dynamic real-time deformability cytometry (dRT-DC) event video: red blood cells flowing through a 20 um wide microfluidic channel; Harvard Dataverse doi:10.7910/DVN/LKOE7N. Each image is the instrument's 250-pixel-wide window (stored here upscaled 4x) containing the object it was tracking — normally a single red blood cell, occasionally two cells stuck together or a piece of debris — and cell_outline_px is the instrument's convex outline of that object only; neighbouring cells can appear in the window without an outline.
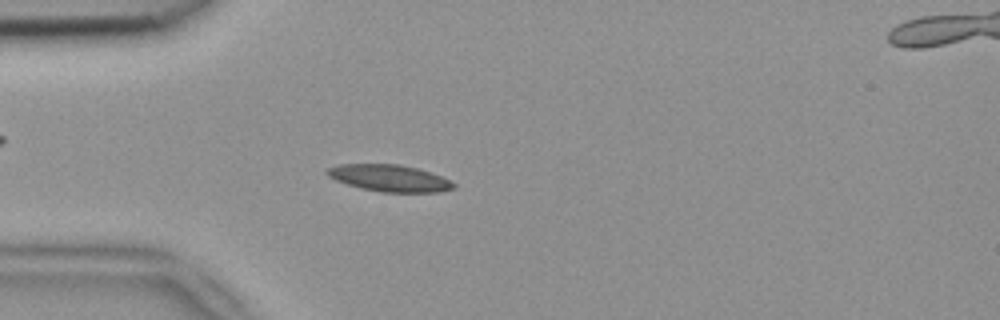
{"species": "common noctule bat (a hibernating species)", "species_latin": "Nyctalus noctula", "temperature_condition": "room temperature", "stored_images_in_passage": 51, "camera_frame_rate_fps": 3000, "um_per_image_px": 0.085, "animal": {"sex": "female", "body_mass_g": 18.4}, "frame": {"image": 1, "passage_image": 14, "time_ms": 4.333, "image_size_px": [1000, 320], "cell_outline_px": [[456, 188], [440, 192], [380, 192], [360, 188], [336, 180], [328, 176], [324, 172], [328, 168], [340, 164], [400, 164], [416, 168], [440, 176], [456, 184]], "centroid_in_image_um": [33.09, 15.14], "position_along_channel_um": 51.9, "area_um2": 19.65}}
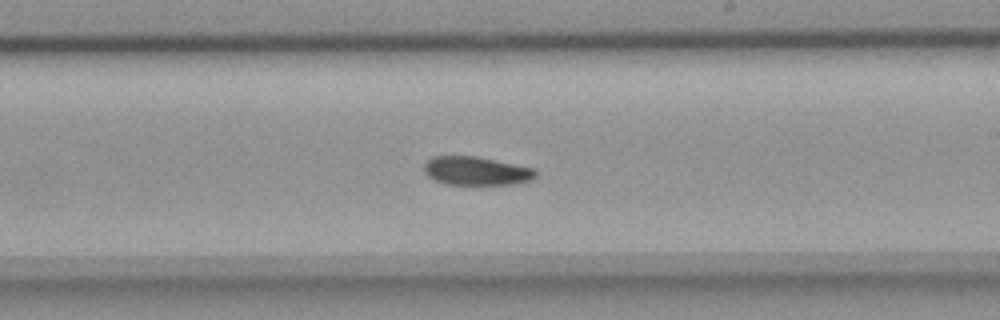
{"frame": {"image": 2, "passage_image": 30, "time_ms": 9.667, "image_size_px": [1000, 320], "cell_outline_px": [[536, 176], [528, 180], [512, 184], [444, 184], [428, 176], [424, 172], [424, 164], [432, 156], [476, 156], [536, 168]], "centroid_in_image_um": [40.47, 14.51], "position_along_channel_um": 248.5, "area_um2": 18.5}}
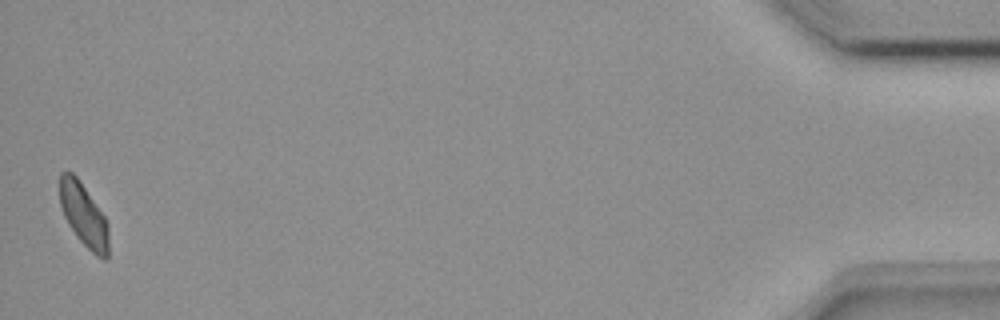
{"frame": {"image": 3, "passage_image": 51, "time_ms": 16.667, "image_size_px": [1000, 320], "cell_outline_px": [[108, 256], [104, 260], [96, 256], [76, 236], [68, 224], [64, 216], [60, 204], [60, 172], [72, 172], [80, 180], [104, 216], [108, 224]], "centroid_in_image_um": [7.11, 18.28], "position_along_channel_um": 428.1, "area_um2": 17.86}, "authors_computed_cell_mechanics": {"area_um2": 18.8428, "velocity_mm_per_s": 3.8767, "shape_relaxation_time_tau1_ms": 3.5545, "shape_relaxation_time_tau2_ms": null, "deformation_change_tau1": 0.1063, "deformation_change_tau2": null}}